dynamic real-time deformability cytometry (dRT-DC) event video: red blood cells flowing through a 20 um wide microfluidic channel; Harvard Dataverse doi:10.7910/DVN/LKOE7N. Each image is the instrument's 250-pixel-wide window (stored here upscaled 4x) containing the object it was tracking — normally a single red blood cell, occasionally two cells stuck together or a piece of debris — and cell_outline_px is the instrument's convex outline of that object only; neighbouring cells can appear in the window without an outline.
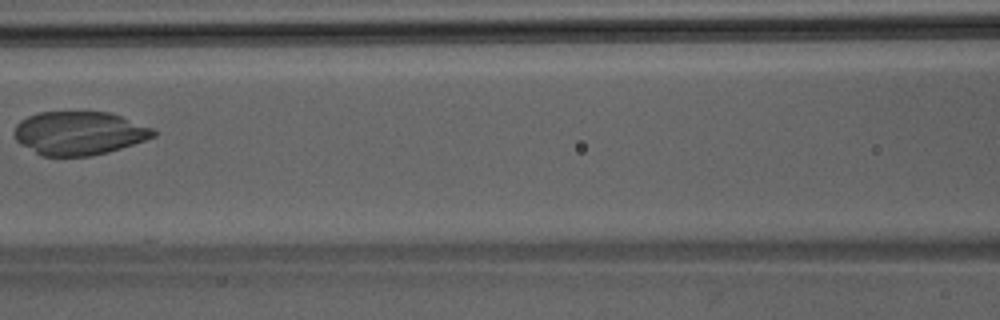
{"species": "Egyptian fruit bat (a non-hibernating species)", "species_latin": "Rousettus aegyptiacus", "temperature_condition": "room temperature", "stored_images_in_passage": 4, "camera_frame_rate_fps": 3000, "um_per_image_px": 0.085, "animal": {"sex": "male"}, "frame": {"image": 1, "passage_image": 4, "time_ms": 1.0, "image_size_px": [1000, 320], "cell_outline_px": [[160, 132], [156, 136], [108, 152], [88, 156], [40, 156], [20, 144], [16, 140], [12, 132], [16, 124], [20, 120], [28, 116], [40, 112], [108, 112], [120, 116], [152, 128]], "centroid_in_image_um": [6.68, 11.32], "position_along_channel_um": 159.9, "area_um2": 35.32}}